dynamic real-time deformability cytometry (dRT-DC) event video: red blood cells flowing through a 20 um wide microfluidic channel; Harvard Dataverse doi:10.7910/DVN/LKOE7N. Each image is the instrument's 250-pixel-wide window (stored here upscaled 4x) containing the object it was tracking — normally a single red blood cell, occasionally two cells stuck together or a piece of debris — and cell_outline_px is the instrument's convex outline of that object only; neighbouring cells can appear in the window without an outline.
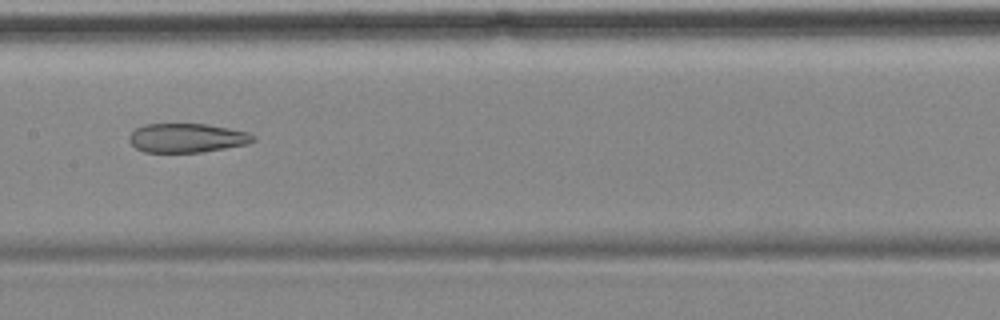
{"species": "common noctule bat (a hibernating species)", "species_latin": "Nyctalus noctula", "temperature_condition": "cold", "stored_images_in_passage": 10, "camera_frame_rate_fps": 3000, "um_per_image_px": 0.085, "animal": {"sex": "female", "body_mass_g": 18.4}, "frame": {"image": 1, "passage_image": 7, "time_ms": 8.0, "image_size_px": [1000, 320], "cell_outline_px": [[256, 140], [248, 144], [200, 152], [144, 152], [136, 148], [128, 140], [128, 136], [136, 128], [144, 124], [208, 124], [248, 132], [256, 136]], "centroid_in_image_um": [15.89, 11.72], "position_along_channel_um": 191.5, "area_um2": 21.04}}
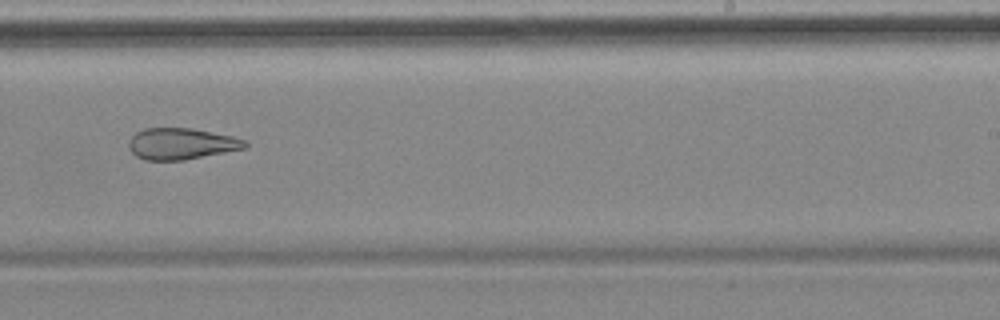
{"frame": {"image": 2, "passage_image": 9, "time_ms": 10.333, "image_size_px": [1000, 320], "cell_outline_px": [[248, 148], [184, 160], [144, 160], [136, 156], [128, 148], [128, 144], [132, 136], [136, 132], [144, 128], [192, 128], [232, 136], [248, 140]], "centroid_in_image_um": [15.44, 12.22], "position_along_channel_um": 273.6, "area_um2": 21.44}}